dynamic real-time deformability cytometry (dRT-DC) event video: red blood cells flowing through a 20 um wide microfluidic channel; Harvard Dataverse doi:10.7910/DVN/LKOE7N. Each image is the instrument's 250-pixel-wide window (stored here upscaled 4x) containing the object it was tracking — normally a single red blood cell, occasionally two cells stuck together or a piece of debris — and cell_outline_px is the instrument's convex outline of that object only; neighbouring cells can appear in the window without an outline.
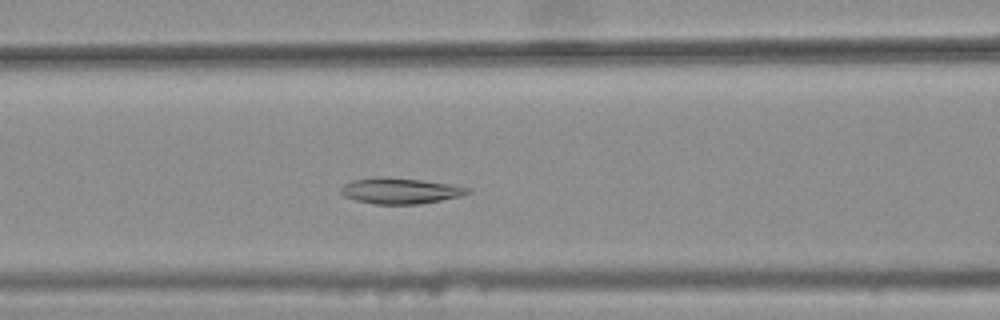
{"species": "common noctule bat (a hibernating species)", "species_latin": "Nyctalus noctula", "temperature_condition": "warm", "stored_images_in_passage": 36, "camera_frame_rate_fps": 3000, "um_per_image_px": 0.085, "animal": {"sex": "female", "body_mass_g": 25.1}, "frame": {"image": 1, "passage_image": 14, "time_ms": 4.333, "image_size_px": [1000, 320], "cell_outline_px": [[472, 192], [460, 196], [420, 204], [376, 204], [356, 200], [344, 196], [340, 192], [340, 188], [344, 184], [352, 180], [380, 176], [420, 180], [448, 184], [468, 188]], "centroid_in_image_um": [33.97, 16.22], "position_along_channel_um": 132.6, "area_um2": 18.9}}
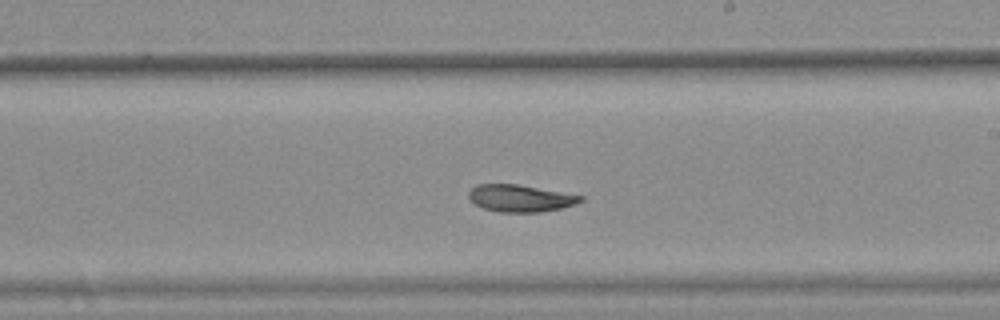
{"frame": {"image": 2, "passage_image": 23, "time_ms": 7.333, "image_size_px": [1000, 320], "cell_outline_px": [[584, 200], [576, 204], [560, 208], [540, 212], [500, 212], [484, 208], [476, 204], [468, 196], [468, 192], [476, 184], [520, 184], [584, 196]], "centroid_in_image_um": [44.25, 16.84], "position_along_channel_um": 244.8, "area_um2": 17.63}}
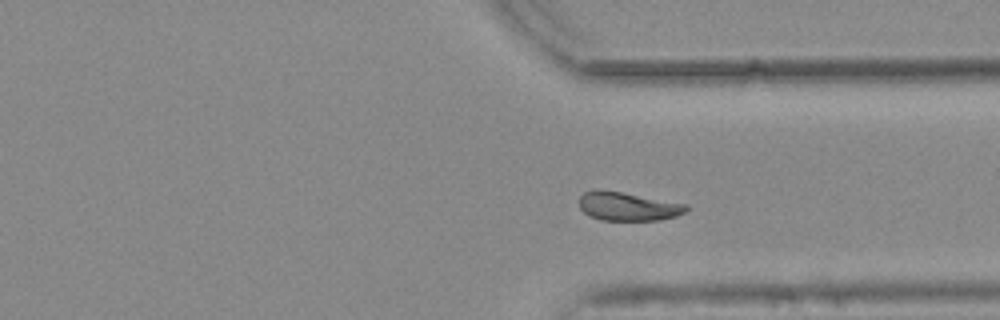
{"frame": {"image": 3, "passage_image": 32, "time_ms": 10.333, "image_size_px": [1000, 320], "cell_outline_px": [[688, 212], [676, 216], [660, 220], [600, 220], [588, 216], [580, 208], [580, 196], [584, 192], [596, 188], [600, 188], [688, 204]], "centroid_in_image_um": [53.37, 17.53], "position_along_channel_um": 358.0, "area_um2": 18.15}, "authors_computed_cell_mechanics": {"area_um2": 18.5249, "velocity_mm_per_s": 3.7474, "shape_relaxation_time_tau1_ms": null, "shape_relaxation_time_tau2_ms": 6.2181, "deformation_change_tau1": null, "deformation_change_tau2": 0.1109}}